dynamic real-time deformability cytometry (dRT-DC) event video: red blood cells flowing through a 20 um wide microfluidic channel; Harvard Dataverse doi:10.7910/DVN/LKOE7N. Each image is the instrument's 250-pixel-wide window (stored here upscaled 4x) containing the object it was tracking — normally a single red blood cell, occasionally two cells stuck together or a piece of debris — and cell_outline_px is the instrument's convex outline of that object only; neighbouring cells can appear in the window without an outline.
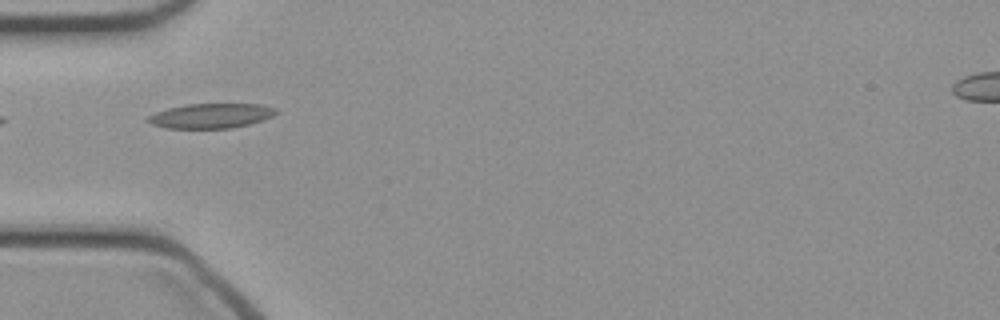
{"species": "common noctule bat (a hibernating species)", "species_latin": "Nyctalus noctula", "temperature_condition": "cold", "stored_images_in_passage": 33, "camera_frame_rate_fps": 3000, "um_per_image_px": 0.085, "animal": {"sex": "female", "body_mass_g": 21.9}, "frame": {"image": 1, "passage_image": 1, "time_ms": 0.0, "image_size_px": [1000, 320], "cell_outline_px": [[280, 112], [264, 120], [232, 128], [164, 128], [152, 124], [148, 120], [148, 116], [156, 112], [168, 108], [188, 104], [260, 104], [276, 108]], "centroid_in_image_um": [17.98, 9.84], "position_along_channel_um": 67.0, "area_um2": 18.44}}
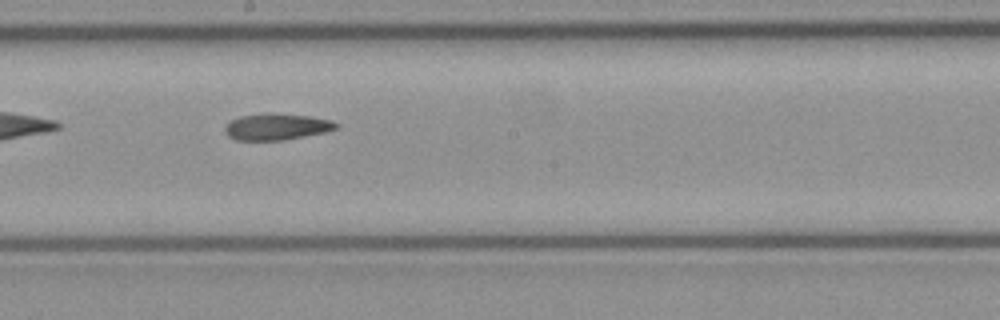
{"frame": {"image": 2, "passage_image": 12, "time_ms": 3.667, "image_size_px": [1000, 320], "cell_outline_px": [[340, 128], [324, 132], [284, 140], [236, 140], [228, 136], [224, 132], [224, 128], [232, 120], [240, 116], [268, 112], [276, 112], [312, 116], [332, 120], [340, 124]], "centroid_in_image_um": [23.56, 10.75], "position_along_channel_um": 224.6, "area_um2": 17.46}}
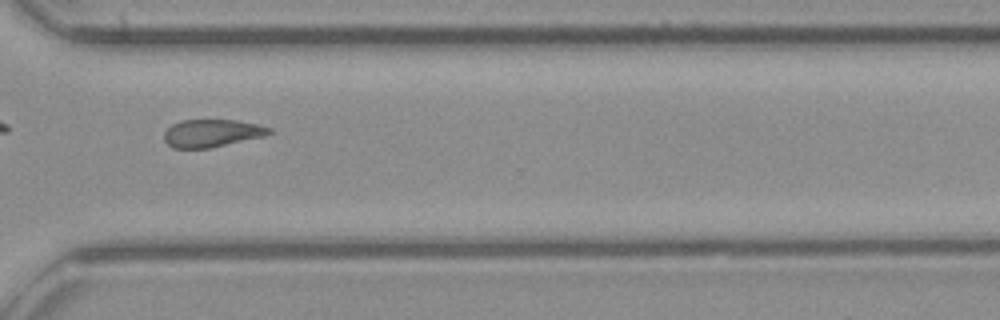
{"frame": {"image": 3, "passage_image": 21, "time_ms": 6.667, "image_size_px": [1000, 320], "cell_outline_px": [[272, 132], [264, 136], [208, 148], [172, 148], [164, 140], [164, 132], [172, 124], [180, 120], [236, 120], [260, 124], [272, 128]], "centroid_in_image_um": [18.01, 11.31], "position_along_channel_um": 352.6, "area_um2": 16.94}}